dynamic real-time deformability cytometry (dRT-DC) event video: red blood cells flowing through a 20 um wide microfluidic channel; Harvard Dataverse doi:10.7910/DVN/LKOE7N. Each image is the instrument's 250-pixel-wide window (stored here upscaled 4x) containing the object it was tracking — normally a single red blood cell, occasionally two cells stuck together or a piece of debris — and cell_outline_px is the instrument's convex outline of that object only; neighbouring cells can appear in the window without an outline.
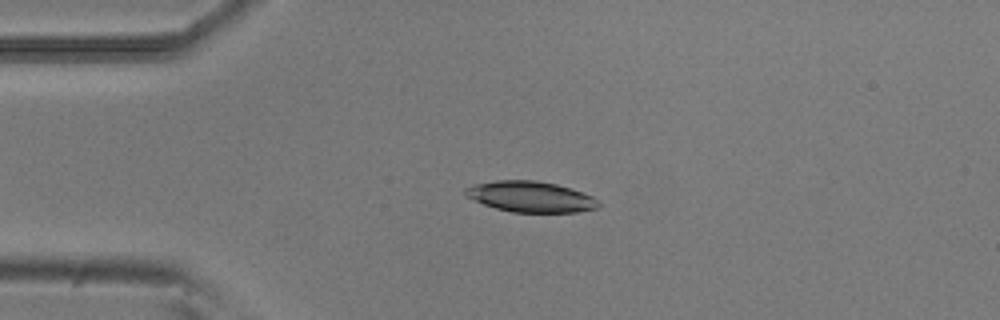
{"species": "common noctule bat (a hibernating species)", "species_latin": "Nyctalus noctula", "temperature_condition": "room temperature", "stored_images_in_passage": 46, "camera_frame_rate_fps": 3000, "um_per_image_px": 0.085, "animal": {"sex": "male", "body_mass_g": 20.5, "forearm_length_mm": 52.5}, "frame": {"image": 1, "passage_image": 12, "time_ms": 3.667, "image_size_px": [1000, 320], "cell_outline_px": [[588, 208], [568, 212], [520, 212], [500, 208], [488, 204], [480, 200], [484, 184], [552, 184], [576, 192], [584, 196]], "centroid_in_image_um": [45.29, 16.83], "position_along_channel_um": 39.7, "area_um2": 18.15}}
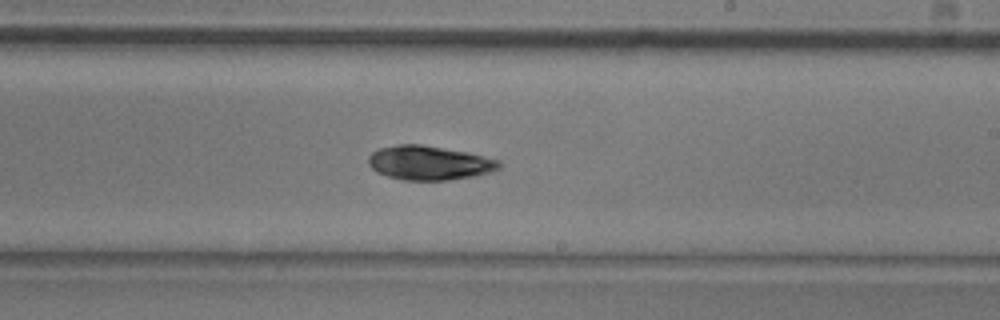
{"frame": {"image": 2, "passage_image": 31, "time_ms": 10.0, "image_size_px": [1000, 320], "cell_outline_px": [[496, 164], [488, 168], [476, 172], [460, 176], [396, 176], [384, 172], [376, 168], [372, 164], [372, 156], [376, 152], [392, 148], [432, 148], [472, 156]], "centroid_in_image_um": [36.29, 13.82], "position_along_channel_um": 252.7, "area_um2": 19.31}}
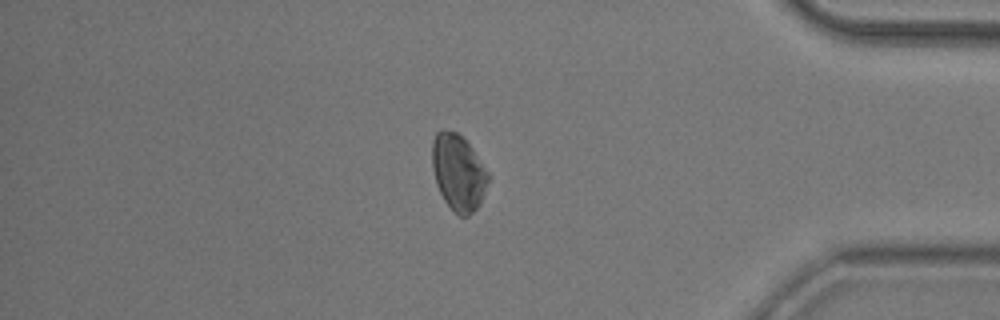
{"frame": {"image": 3, "passage_image": 45, "time_ms": 14.667, "image_size_px": [1000, 320], "cell_outline_px": [[476, 168], [472, 208], [468, 208], [452, 204], [444, 196], [440, 188], [436, 176], [436, 136], [448, 132], [452, 132], [464, 144]], "centroid_in_image_um": [38.67, 14.48], "position_along_channel_um": 396.5, "area_um2": 16.7}}